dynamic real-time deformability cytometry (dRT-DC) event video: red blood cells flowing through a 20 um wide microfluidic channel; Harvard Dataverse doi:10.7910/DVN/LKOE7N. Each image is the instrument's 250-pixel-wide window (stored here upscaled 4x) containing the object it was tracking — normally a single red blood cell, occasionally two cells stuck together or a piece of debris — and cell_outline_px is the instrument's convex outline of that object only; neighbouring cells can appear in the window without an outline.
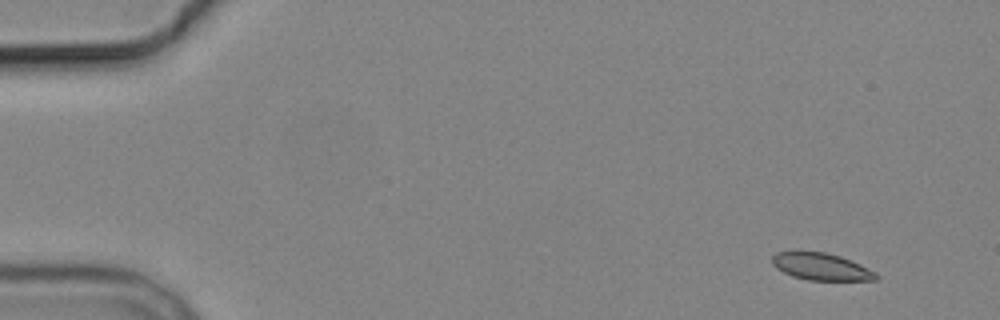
{"species": "common noctule bat (a hibernating species)", "species_latin": "Nyctalus noctula", "temperature_condition": "cold", "stored_images_in_passage": 4, "camera_frame_rate_fps": 3000, "um_per_image_px": 0.085, "animal": {"sex": "male", "body_mass_g": 19.2, "forearm_length_mm": 51.8}, "frame": {"image": 1, "passage_image": 1, "time_ms": 0.0, "image_size_px": [1000, 320], "cell_outline_px": [[880, 276], [876, 280], [808, 280], [792, 276], [776, 268], [772, 264], [772, 256], [776, 252], [796, 248], [824, 252], [840, 256], [860, 264], [876, 272]], "centroid_in_image_um": [69.74, 22.62], "position_along_channel_um": 15.3, "area_um2": 16.99}}